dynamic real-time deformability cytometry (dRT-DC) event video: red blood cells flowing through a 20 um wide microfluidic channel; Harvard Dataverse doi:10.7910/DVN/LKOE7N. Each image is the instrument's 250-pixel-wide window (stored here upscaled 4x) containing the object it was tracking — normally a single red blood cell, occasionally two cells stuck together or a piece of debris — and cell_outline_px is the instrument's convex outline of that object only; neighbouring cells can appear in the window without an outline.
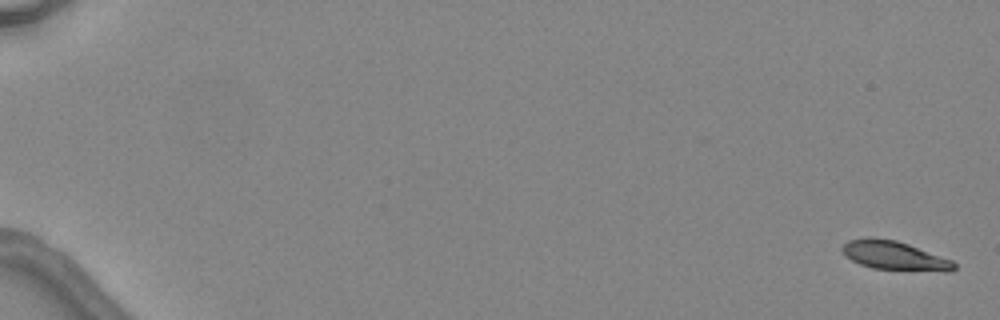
{"species": "common noctule bat (a hibernating species)", "species_latin": "Nyctalus noctula", "temperature_condition": "warm", "stored_images_in_passage": 6, "camera_frame_rate_fps": 3000, "um_per_image_px": 0.085, "animal": {"sex": "female", "body_mass_g": 24.6, "forearm_length_mm": 56.2}, "frame": {"image": 1, "passage_image": 1, "time_ms": 0.0, "image_size_px": [1000, 320], "cell_outline_px": [[956, 268], [952, 272], [944, 272], [872, 268], [860, 264], [844, 256], [840, 248], [848, 240], [868, 236], [872, 236], [896, 240], [908, 244], [952, 260], [956, 264]], "centroid_in_image_um": [76.01, 21.72], "position_along_channel_um": 9.0, "area_um2": 19.13}}
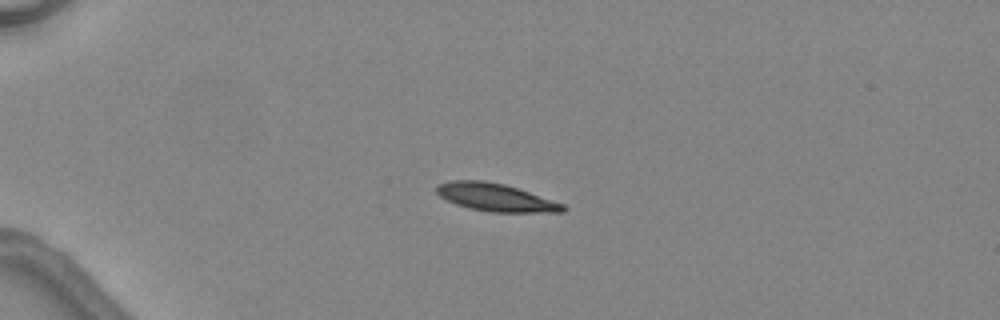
{"frame": {"image": 2, "passage_image": 4, "time_ms": 4.333, "image_size_px": [1000, 320], "cell_outline_px": [[568, 208], [564, 212], [492, 212], [468, 208], [456, 204], [440, 196], [436, 192], [436, 184], [452, 180], [484, 180], [504, 184], [564, 204]], "centroid_in_image_um": [42.11, 16.77], "position_along_channel_um": 42.9, "area_um2": 20.35}}